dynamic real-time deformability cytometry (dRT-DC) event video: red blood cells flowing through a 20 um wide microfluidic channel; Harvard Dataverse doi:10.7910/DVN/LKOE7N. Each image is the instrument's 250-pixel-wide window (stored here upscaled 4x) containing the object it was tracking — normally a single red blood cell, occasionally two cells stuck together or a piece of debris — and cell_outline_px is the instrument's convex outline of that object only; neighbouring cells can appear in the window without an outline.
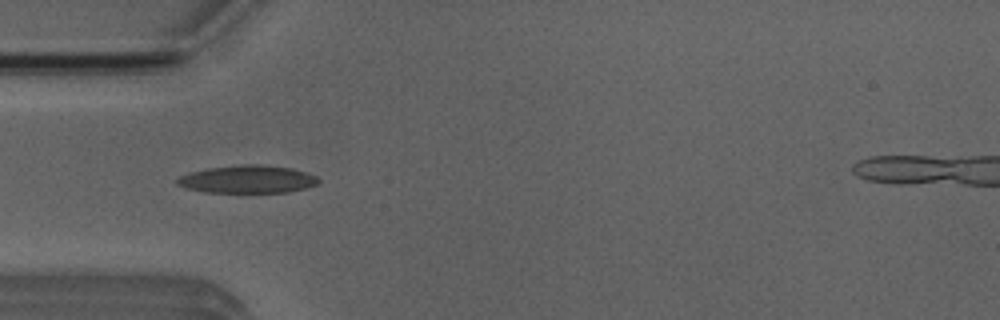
{"species": "Egyptian fruit bat (a non-hibernating species)", "species_latin": "Rousettus aegyptiacus", "temperature_condition": "room temperature", "stored_images_in_passage": 7, "camera_frame_rate_fps": 3000, "um_per_image_px": 0.085, "animal": {"sex": "male"}, "frame": {"image": 1, "passage_image": 5, "time_ms": 5.667, "image_size_px": [1000, 320], "cell_outline_px": [[320, 184], [308, 188], [288, 192], [204, 192], [188, 188], [176, 184], [176, 180], [180, 176], [188, 172], [208, 168], [240, 164], [260, 164], [292, 168], [316, 176], [320, 180]], "centroid_in_image_um": [21.07, 15.23], "position_along_channel_um": 63.9, "area_um2": 23.0}}